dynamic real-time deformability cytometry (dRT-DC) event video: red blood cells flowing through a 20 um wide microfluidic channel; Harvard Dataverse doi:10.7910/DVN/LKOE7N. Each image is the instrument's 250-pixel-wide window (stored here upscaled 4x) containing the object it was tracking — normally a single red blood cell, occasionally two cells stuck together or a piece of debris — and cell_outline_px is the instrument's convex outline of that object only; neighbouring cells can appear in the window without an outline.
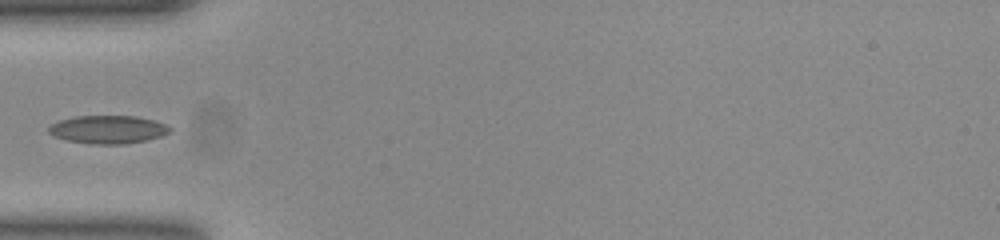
{"species": "common noctule bat (a hibernating species)", "species_latin": "Nyctalus noctula", "temperature_condition": "room temperature", "stored_images_in_passage": 36, "camera_frame_rate_fps": 3000, "um_per_image_px": 0.085, "animal": {"sex": "female", "body_mass_g": 23.0, "forearm_length_mm": 53.4}, "frame": {"image": 1, "passage_image": 1, "time_ms": 0.0, "image_size_px": [1000, 240], "cell_outline_px": [[172, 132], [148, 140], [124, 144], [92, 144], [68, 140], [56, 136], [48, 132], [48, 128], [52, 124], [60, 120], [76, 116], [136, 116], [152, 120], [164, 124], [172, 128]], "centroid_in_image_um": [9.21, 11.01], "position_along_channel_um": 75.8, "area_um2": 19.71}}
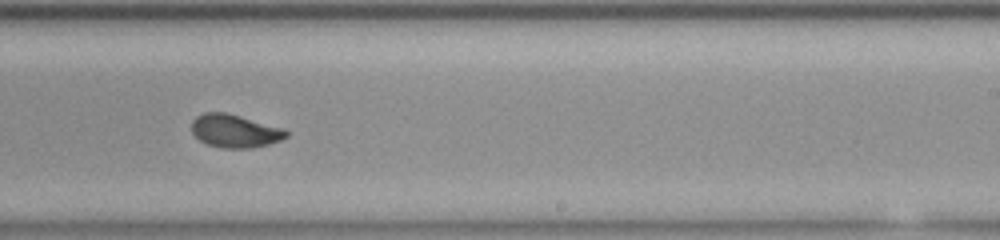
{"frame": {"image": 2, "passage_image": 16, "time_ms": 5.0, "image_size_px": [1000, 240], "cell_outline_px": [[288, 136], [280, 140], [268, 144], [248, 148], [224, 148], [208, 144], [200, 140], [192, 132], [192, 120], [196, 116], [204, 112], [228, 112], [280, 128], [288, 132]], "centroid_in_image_um": [19.92, 11.12], "position_along_channel_um": 269.1, "area_um2": 17.98}}
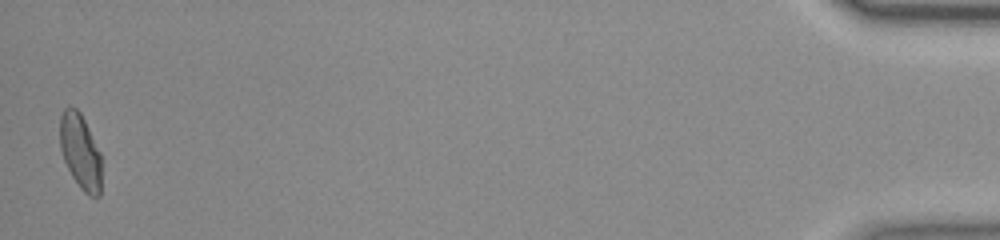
{"frame": {"image": 3, "passage_image": 36, "time_ms": 11.667, "image_size_px": [1000, 240], "cell_outline_px": [[100, 196], [88, 196], [80, 188], [72, 176], [64, 160], [60, 148], [60, 116], [64, 108], [68, 104], [72, 104], [80, 112], [100, 152]], "centroid_in_image_um": [6.8, 12.84], "position_along_channel_um": 428.4, "area_um2": 18.15}}